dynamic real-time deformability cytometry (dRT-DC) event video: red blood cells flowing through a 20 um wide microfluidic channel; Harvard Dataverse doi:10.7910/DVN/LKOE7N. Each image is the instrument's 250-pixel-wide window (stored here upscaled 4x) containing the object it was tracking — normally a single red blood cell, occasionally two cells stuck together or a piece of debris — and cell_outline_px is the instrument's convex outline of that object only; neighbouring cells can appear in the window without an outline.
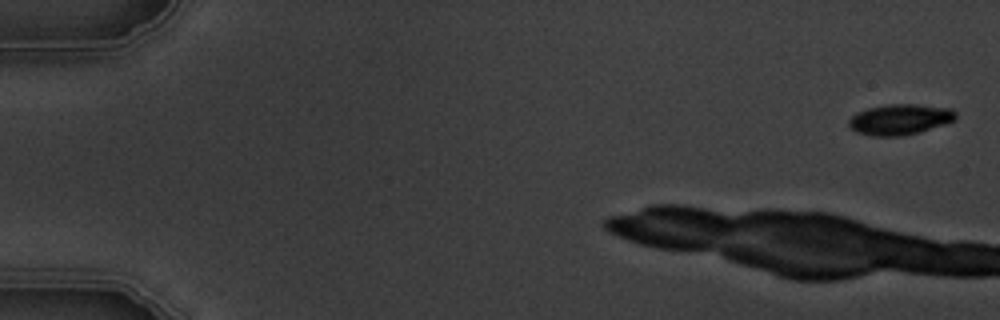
{"species": "common noctule bat (a hibernating species)", "species_latin": "Nyctalus noctula", "temperature_condition": "warm", "stored_images_in_passage": 3, "camera_frame_rate_fps": 3000, "um_per_image_px": 0.085, "animal": {"sex": "male", "body_mass_g": 19.5, "forearm_length_mm": 54.6}, "frame": {"image": 1, "passage_image": 1, "time_ms": 0.0, "image_size_px": [1000, 320], "cell_outline_px": [[956, 120], [920, 132], [900, 136], [872, 136], [856, 132], [848, 124], [848, 120], [856, 112], [868, 108], [888, 104], [916, 104], [952, 108], [956, 112]], "centroid_in_image_um": [76.5, 10.14], "position_along_channel_um": 8.5, "area_um2": 19.19}}